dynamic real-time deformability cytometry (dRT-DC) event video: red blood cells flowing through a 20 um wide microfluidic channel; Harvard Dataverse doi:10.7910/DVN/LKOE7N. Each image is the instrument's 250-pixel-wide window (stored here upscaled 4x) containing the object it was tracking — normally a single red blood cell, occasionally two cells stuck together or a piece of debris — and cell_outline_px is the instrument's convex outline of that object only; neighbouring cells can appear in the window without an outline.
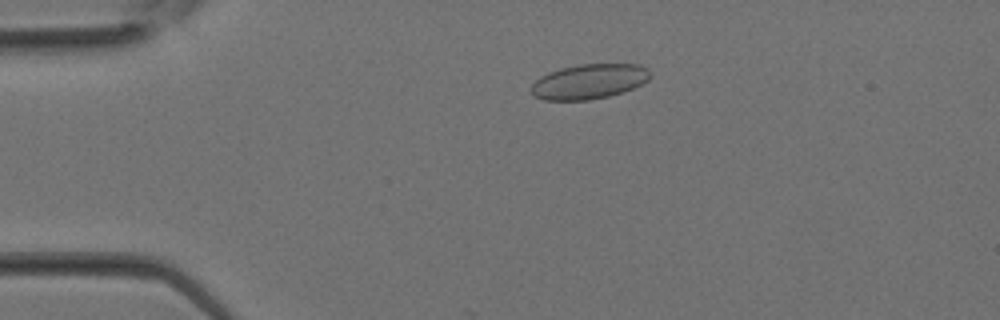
{"species": "Egyptian fruit bat (a non-hibernating species)", "species_latin": "Rousettus aegyptiacus", "temperature_condition": "room temperature", "stored_images_in_passage": 16, "camera_frame_rate_fps": 3000, "um_per_image_px": 0.085, "animal": {"sex": "female"}, "frame": {"image": 1, "passage_image": 7, "time_ms": 2.0, "image_size_px": [1000, 320], "cell_outline_px": [[648, 80], [624, 92], [608, 96], [588, 100], [544, 100], [536, 96], [532, 92], [532, 84], [540, 76], [548, 72], [560, 68], [580, 64], [640, 64], [648, 68]], "centroid_in_image_um": [50.06, 6.92], "position_along_channel_um": 34.9, "area_um2": 24.04}}
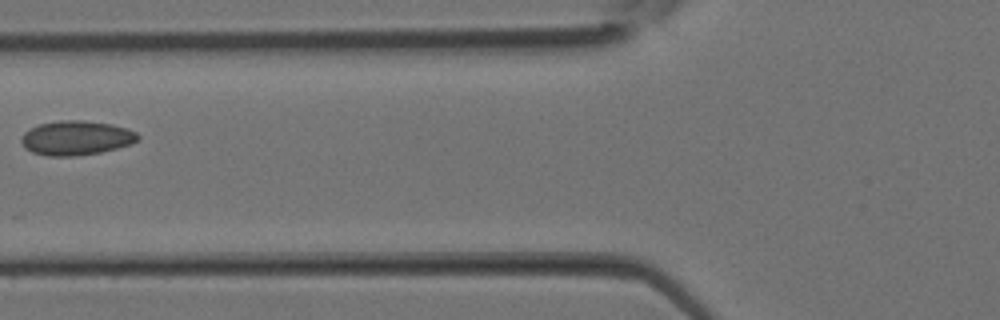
{"frame": {"image": 2, "passage_image": 13, "time_ms": 4.0, "image_size_px": [1000, 320], "cell_outline_px": [[140, 136], [136, 140], [128, 144], [116, 148], [100, 152], [72, 156], [48, 156], [32, 152], [24, 148], [20, 140], [24, 132], [40, 124], [60, 120], [84, 120], [112, 124], [128, 128], [136, 132]], "centroid_in_image_um": [6.45, 11.72], "position_along_channel_um": 119.3, "area_um2": 23.24}}
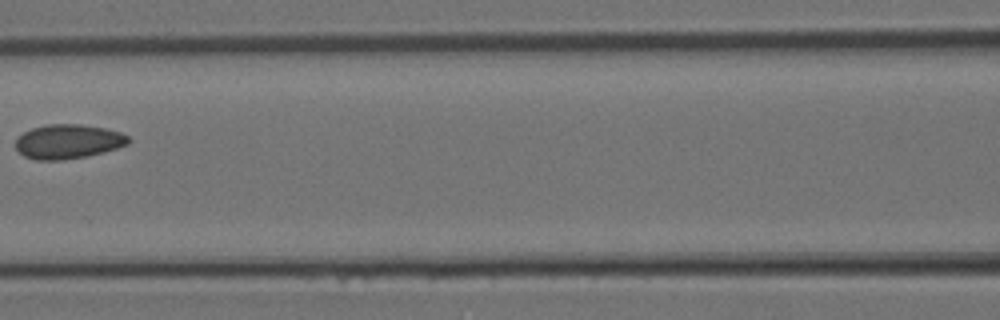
{"frame": {"image": 3, "passage_image": 15, "time_ms": 4.667, "image_size_px": [1000, 320], "cell_outline_px": [[132, 140], [128, 144], [104, 152], [88, 156], [60, 160], [36, 160], [24, 156], [16, 148], [16, 140], [24, 132], [32, 128], [48, 124], [80, 124], [104, 128], [120, 132], [128, 136]], "centroid_in_image_um": [5.81, 12.03], "position_along_channel_um": 160.8, "area_um2": 22.54}}